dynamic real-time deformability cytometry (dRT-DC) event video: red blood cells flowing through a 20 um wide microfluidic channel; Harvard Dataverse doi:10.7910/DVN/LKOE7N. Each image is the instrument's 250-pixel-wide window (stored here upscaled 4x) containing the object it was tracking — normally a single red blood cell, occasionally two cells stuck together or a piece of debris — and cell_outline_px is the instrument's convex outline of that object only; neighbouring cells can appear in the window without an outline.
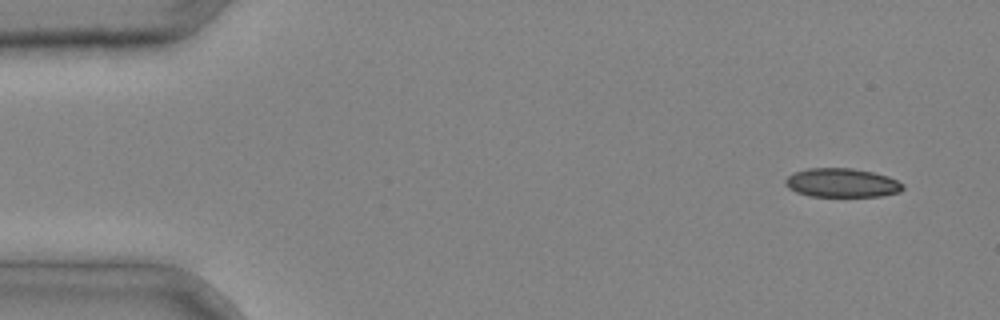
{"species": "common noctule bat (a hibernating species)", "species_latin": "Nyctalus noctula", "temperature_condition": "cold", "stored_images_in_passage": 3, "camera_frame_rate_fps": 3000, "um_per_image_px": 0.085, "animal": {"sex": "male", "body_mass_g": 20.4}, "frame": {"image": 1, "passage_image": 1, "time_ms": 0.0, "image_size_px": [1000, 320], "cell_outline_px": [[904, 188], [900, 192], [880, 196], [808, 196], [796, 192], [788, 188], [784, 184], [784, 180], [792, 172], [808, 168], [852, 168], [872, 172], [888, 176], [904, 184]], "centroid_in_image_um": [71.53, 15.54], "position_along_channel_um": 13.5, "area_um2": 19.94}}